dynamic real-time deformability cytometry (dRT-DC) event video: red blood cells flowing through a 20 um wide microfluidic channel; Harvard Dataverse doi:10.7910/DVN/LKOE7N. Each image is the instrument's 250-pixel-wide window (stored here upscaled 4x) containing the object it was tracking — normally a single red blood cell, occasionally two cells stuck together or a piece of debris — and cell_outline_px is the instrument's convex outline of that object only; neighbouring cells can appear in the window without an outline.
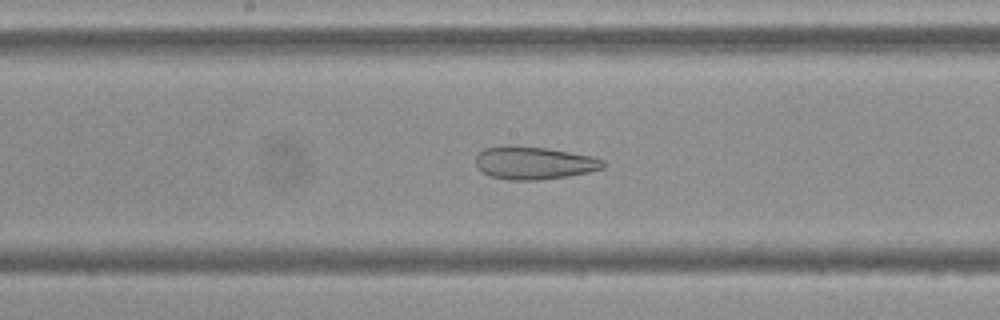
{"species": "Egyptian fruit bat (a non-hibernating species)", "species_latin": "Rousettus aegyptiacus", "temperature_condition": "cold", "stored_images_in_passage": 54, "camera_frame_rate_fps": 3000, "um_per_image_px": 0.085, "frame": {"image": 1, "passage_image": 27, "time_ms": 8.667, "image_size_px": [1000, 320], "cell_outline_px": [[608, 164], [604, 168], [588, 172], [568, 176], [540, 180], [508, 180], [492, 176], [484, 172], [476, 164], [476, 156], [484, 148], [500, 144], [512, 144], [548, 148], [592, 156], [604, 160]], "centroid_in_image_um": [45.41, 13.82], "position_along_channel_um": 202.8, "area_um2": 24.74}}
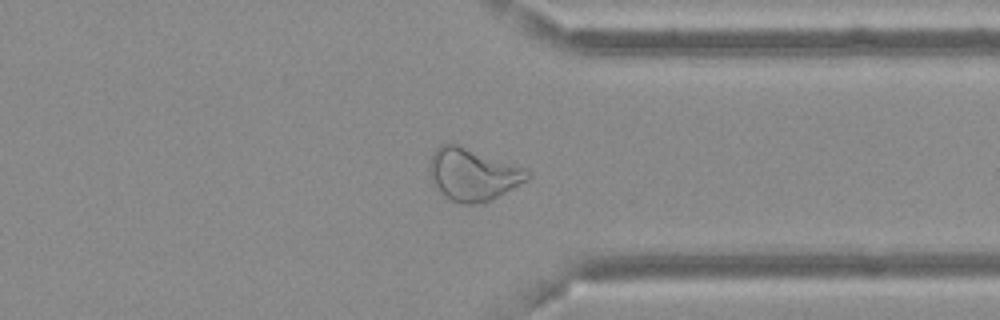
{"frame": {"image": 2, "passage_image": 41, "time_ms": 13.333, "image_size_px": [1000, 320], "cell_outline_px": [[532, 176], [528, 180], [488, 200], [476, 204], [464, 204], [452, 200], [440, 192], [432, 180], [428, 168], [428, 160], [436, 148], [440, 144], [456, 144], [524, 168], [532, 172]], "centroid_in_image_um": [40.16, 14.81], "position_along_channel_um": 371.2, "area_um2": 29.3}}
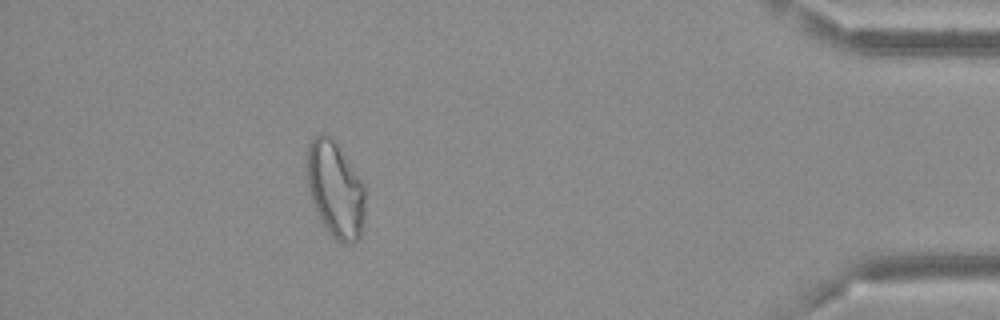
{"frame": {"image": 3, "passage_image": 48, "time_ms": 15.667, "image_size_px": [1000, 320], "cell_outline_px": [[364, 216], [360, 236], [352, 244], [344, 244], [336, 240], [328, 232], [316, 212], [312, 200], [304, 168], [308, 144], [316, 136], [324, 132], [332, 136], [336, 140], [364, 184]], "centroid_in_image_um": [28.48, 16.05], "position_along_channel_um": 406.7, "area_um2": 33.12}}